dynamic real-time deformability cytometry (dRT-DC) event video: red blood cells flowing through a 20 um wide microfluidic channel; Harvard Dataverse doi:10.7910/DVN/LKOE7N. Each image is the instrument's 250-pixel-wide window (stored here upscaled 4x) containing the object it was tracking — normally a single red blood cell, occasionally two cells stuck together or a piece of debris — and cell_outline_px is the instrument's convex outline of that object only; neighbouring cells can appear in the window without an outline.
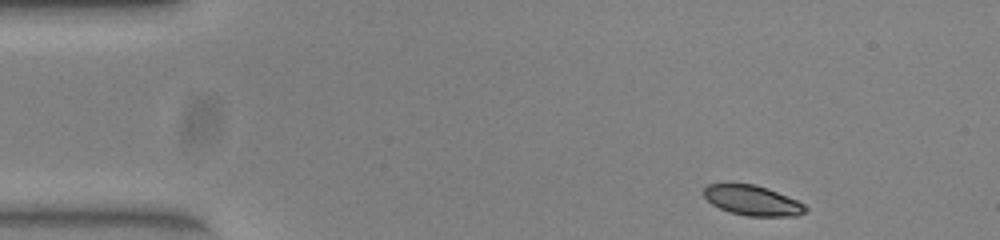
{"species": "common noctule bat (a hibernating species)", "species_latin": "Nyctalus noctula", "temperature_condition": "warm", "stored_images_in_passage": 46, "camera_frame_rate_fps": 3000, "um_per_image_px": 0.085, "animal": {"sex": "female", "body_mass_g": 23.0, "forearm_length_mm": 53.4}, "frame": {"image": 1, "passage_image": 1, "time_ms": 0.0, "image_size_px": [1000, 240], "cell_outline_px": [[808, 212], [796, 216], [748, 216], [728, 212], [712, 204], [704, 196], [704, 188], [708, 184], [756, 184], [768, 188], [796, 200], [804, 204], [808, 208]], "centroid_in_image_um": [63.99, 17.05], "position_along_channel_um": 21.0, "area_um2": 17.8}}
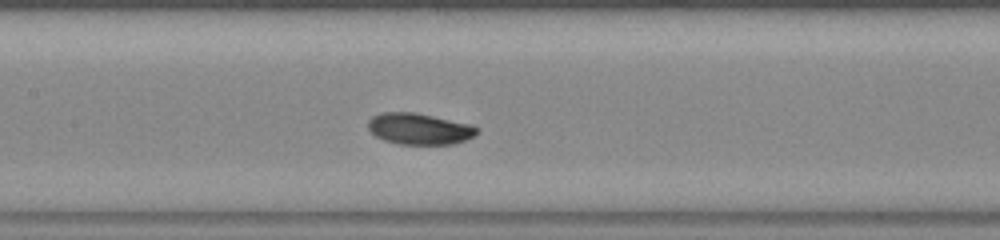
{"frame": {"image": 2, "passage_image": 19, "time_ms": 6.0, "image_size_px": [1000, 240], "cell_outline_px": [[480, 132], [464, 140], [452, 144], [400, 144], [384, 140], [376, 136], [368, 128], [368, 120], [372, 116], [384, 112], [412, 112], [472, 124], [480, 128]], "centroid_in_image_um": [35.66, 10.95], "position_along_channel_um": 171.7, "area_um2": 19.77}}
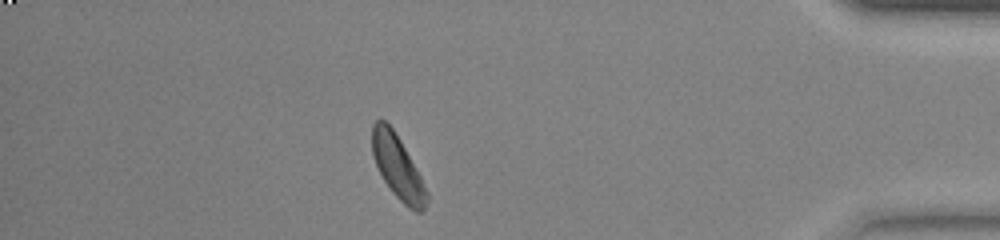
{"frame": {"image": 3, "passage_image": 40, "time_ms": 13.0, "image_size_px": [1000, 240], "cell_outline_px": [[428, 200], [424, 208], [420, 212], [416, 212], [408, 208], [392, 192], [384, 180], [372, 156], [372, 124], [376, 120], [384, 120], [392, 128], [400, 140], [416, 168], [428, 192]], "centroid_in_image_um": [33.8, 14.22], "position_along_channel_um": 401.4, "area_um2": 19.88}, "authors_computed_cell_mechanics": {"area_um2": 19.5364, "velocity_mm_per_s": 3.9222, "shape_relaxation_time_tau1_ms": 1.6009, "shape_relaxation_time_tau2_ms": null, "deformation_change_tau1": 0.0894, "deformation_change_tau2": null}}